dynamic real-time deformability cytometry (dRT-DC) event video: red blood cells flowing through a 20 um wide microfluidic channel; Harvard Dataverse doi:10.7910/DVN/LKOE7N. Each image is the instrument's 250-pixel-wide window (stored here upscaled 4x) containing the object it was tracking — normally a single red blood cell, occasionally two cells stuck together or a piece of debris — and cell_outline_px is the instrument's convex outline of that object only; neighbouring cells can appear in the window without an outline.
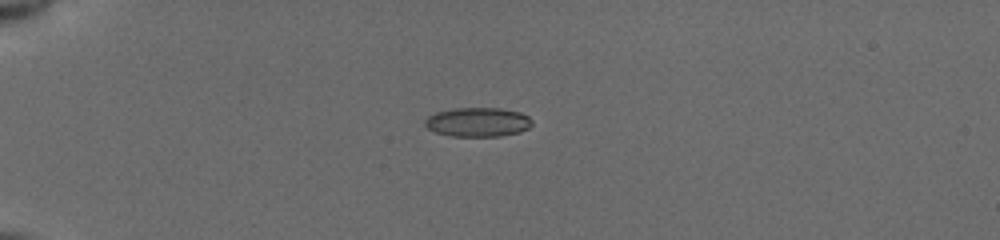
{"species": "common noctule bat (a hibernating species)", "species_latin": "Nyctalus noctula", "temperature_condition": "cold", "stored_images_in_passage": 40, "camera_frame_rate_fps": 3000, "um_per_image_px": 0.085, "animal": {"sex": "female", "body_mass_g": 19.5, "forearm_length_mm": 54.1}, "frame": {"image": 1, "passage_image": 1, "time_ms": 0.0, "image_size_px": [1000, 240], "cell_outline_px": [[532, 124], [528, 128], [520, 132], [500, 136], [452, 136], [436, 132], [428, 128], [424, 124], [424, 120], [428, 116], [436, 112], [452, 108], [500, 108], [520, 112], [528, 116], [532, 120]], "centroid_in_image_um": [40.61, 10.37], "position_along_channel_um": 44.4, "area_um2": 18.26}}
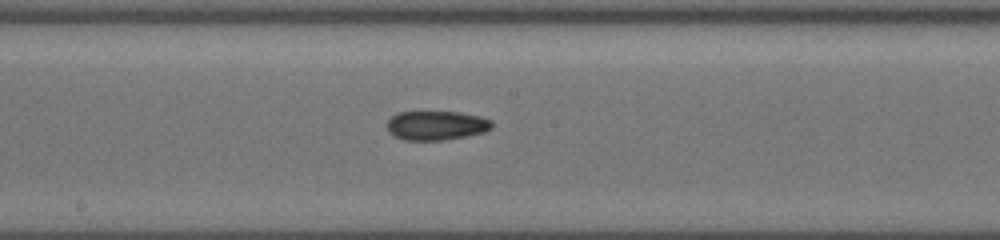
{"frame": {"image": 2, "passage_image": 17, "time_ms": 5.333, "image_size_px": [1000, 240], "cell_outline_px": [[492, 128], [484, 132], [444, 140], [404, 140], [388, 132], [388, 120], [392, 116], [400, 112], [460, 112], [480, 116], [492, 120]], "centroid_in_image_um": [37.1, 10.66], "position_along_channel_um": 211.1, "area_um2": 17.74}}
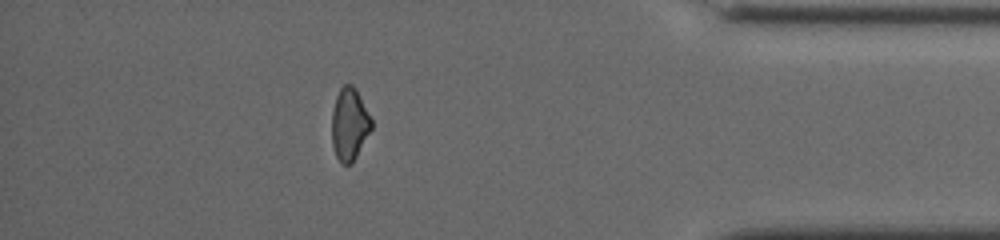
{"frame": {"image": 3, "passage_image": 34, "time_ms": 11.0, "image_size_px": [1000, 240], "cell_outline_px": [[372, 128], [352, 164], [340, 164], [336, 156], [332, 144], [332, 108], [336, 96], [340, 88], [344, 84], [352, 84], [356, 88], [372, 120]], "centroid_in_image_um": [29.69, 10.55], "position_along_channel_um": 405.5, "area_um2": 16.82}, "authors_computed_cell_mechanics": {"area_um2": 17.6868, "velocity_mm_per_s": 3.9485, "shape_relaxation_time_tau1_ms": null, "shape_relaxation_time_tau2_ms": 5.094, "deformation_change_tau1": null, "deformation_change_tau2": 0.0982}}